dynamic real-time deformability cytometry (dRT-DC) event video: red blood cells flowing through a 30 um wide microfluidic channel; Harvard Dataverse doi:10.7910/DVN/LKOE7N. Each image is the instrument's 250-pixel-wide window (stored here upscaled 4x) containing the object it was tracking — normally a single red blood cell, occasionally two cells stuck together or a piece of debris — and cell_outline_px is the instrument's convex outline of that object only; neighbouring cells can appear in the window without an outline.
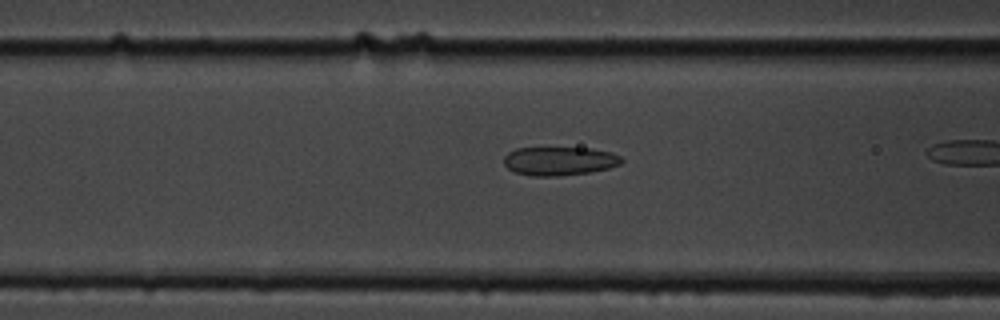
{"species": "common noctule bat (a hibernating species)", "species_latin": "Nyctalus noctula", "temperature_condition": "cold", "stored_images_in_passage": 25, "camera_frame_rate_fps": 3000, "um_per_image_px": 0.085, "animal": {"sex": "male", "body_mass_g": 19.5, "forearm_length_mm": 54.6}, "frame": {"image": 1, "passage_image": 4, "time_ms": 1.0, "image_size_px": [1000, 320], "cell_outline_px": [[624, 160], [620, 164], [608, 168], [588, 172], [560, 176], [532, 176], [516, 172], [508, 168], [504, 164], [504, 156], [508, 152], [516, 148], [592, 148], [612, 152], [620, 156]], "centroid_in_image_um": [47.55, 13.68], "position_along_channel_um": 119.0, "area_um2": 19.65}}
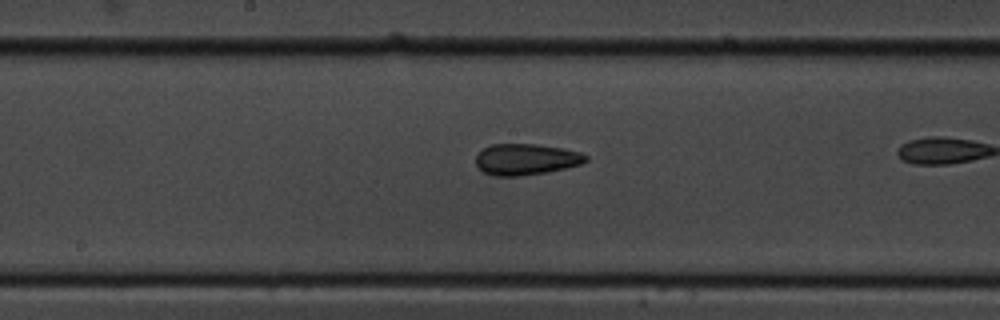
{"frame": {"image": 2, "passage_image": 11, "time_ms": 3.333, "image_size_px": [1000, 320], "cell_outline_px": [[588, 160], [580, 164], [568, 168], [548, 172], [520, 176], [492, 176], [484, 172], [476, 164], [476, 156], [484, 148], [492, 144], [536, 144], [564, 148], [580, 152], [588, 156]], "centroid_in_image_um": [44.74, 13.55], "position_along_channel_um": 203.5, "area_um2": 20.11}}